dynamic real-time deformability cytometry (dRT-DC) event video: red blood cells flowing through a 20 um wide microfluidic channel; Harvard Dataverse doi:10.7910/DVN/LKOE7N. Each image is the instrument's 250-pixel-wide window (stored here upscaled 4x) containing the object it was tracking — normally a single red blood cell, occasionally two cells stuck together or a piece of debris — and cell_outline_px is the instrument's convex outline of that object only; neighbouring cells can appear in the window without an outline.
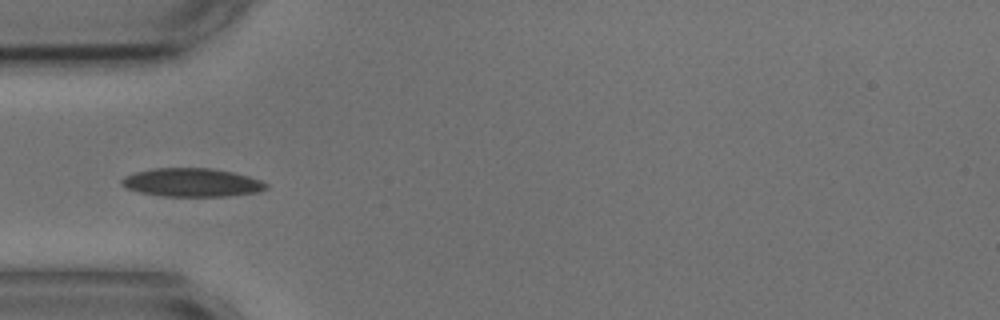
{"species": "common noctule bat (a hibernating species)", "species_latin": "Nyctalus noctula", "temperature_condition": "cold", "stored_images_in_passage": 54, "camera_frame_rate_fps": 3000, "um_per_image_px": 0.085, "animal": {"sex": "male", "body_mass_g": 17.9, "forearm_length_mm": 54.2}, "frame": {"image": 1, "passage_image": 16, "time_ms": 5.0, "image_size_px": [1000, 320], "cell_outline_px": [[268, 188], [256, 192], [228, 196], [164, 196], [140, 192], [124, 188], [120, 184], [120, 180], [124, 176], [136, 172], [156, 168], [212, 168], [232, 172], [248, 176], [260, 180], [268, 184]], "centroid_in_image_um": [16.28, 15.51], "position_along_channel_um": 68.7, "area_um2": 23.93}}
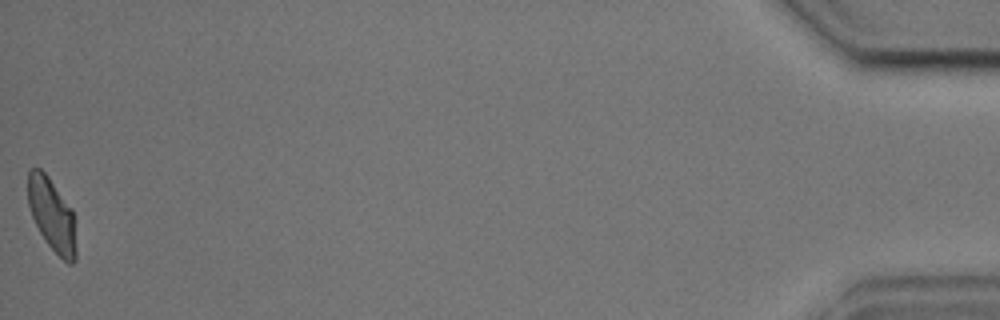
{"frame": {"image": 2, "passage_image": 54, "time_ms": 17.667, "image_size_px": [1000, 320], "cell_outline_px": [[76, 260], [72, 264], [68, 264], [48, 244], [40, 232], [32, 216], [28, 204], [28, 172], [32, 168], [40, 168], [48, 176], [72, 208], [76, 248]], "centroid_in_image_um": [4.42, 18.25], "position_along_channel_um": 430.8, "area_um2": 20.23}, "authors_computed_cell_mechanics": {"area_um2": 21.4438, "velocity_mm_per_s": 3.6323, "shape_relaxation_time_tau1_ms": 5.1559, "shape_relaxation_time_tau2_ms": 2.9493, "deformation_change_tau1": 0.1405, "deformation_change_tau2": 0.0726}}